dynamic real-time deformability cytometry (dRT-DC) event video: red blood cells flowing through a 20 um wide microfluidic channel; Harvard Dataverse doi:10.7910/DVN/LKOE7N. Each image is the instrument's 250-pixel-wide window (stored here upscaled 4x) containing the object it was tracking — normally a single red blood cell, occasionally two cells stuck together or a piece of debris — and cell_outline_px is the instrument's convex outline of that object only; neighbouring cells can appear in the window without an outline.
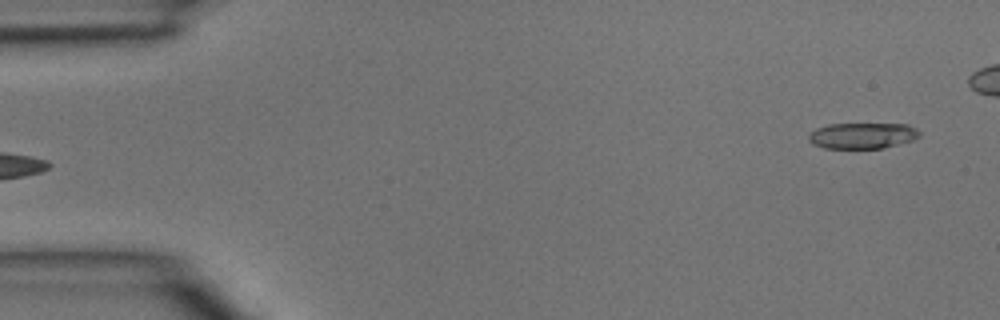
{"species": "common noctule bat (a hibernating species)", "species_latin": "Nyctalus noctula", "temperature_condition": "room temperature", "stored_images_in_passage": 39, "camera_frame_rate_fps": 3000, "um_per_image_px": 0.085, "animal": {"sex": "male", "body_mass_g": 15.6}, "frame": {"image": 1, "passage_image": 2, "time_ms": 0.333, "image_size_px": [1000, 320], "cell_outline_px": [[920, 136], [912, 140], [884, 148], [824, 148], [812, 144], [808, 140], [808, 132], [816, 128], [828, 124], [908, 124], [916, 128], [920, 132]], "centroid_in_image_um": [73.27, 11.52], "position_along_channel_um": 11.7, "area_um2": 16.88}}
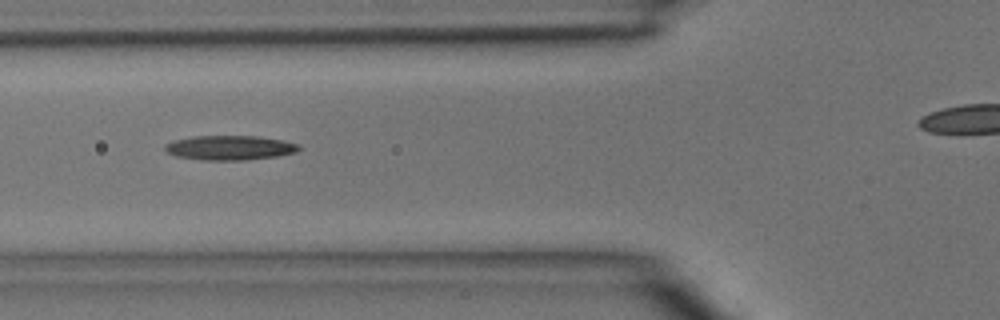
{"frame": {"image": 2, "passage_image": 16, "time_ms": 5.0, "image_size_px": [1000, 320], "cell_outline_px": [[300, 148], [296, 152], [276, 156], [248, 160], [200, 160], [176, 156], [168, 152], [164, 148], [164, 144], [176, 140], [192, 136], [256, 136], [284, 140], [300, 144]], "centroid_in_image_um": [19.55, 12.56], "position_along_channel_um": 106.3, "area_um2": 19.19}}
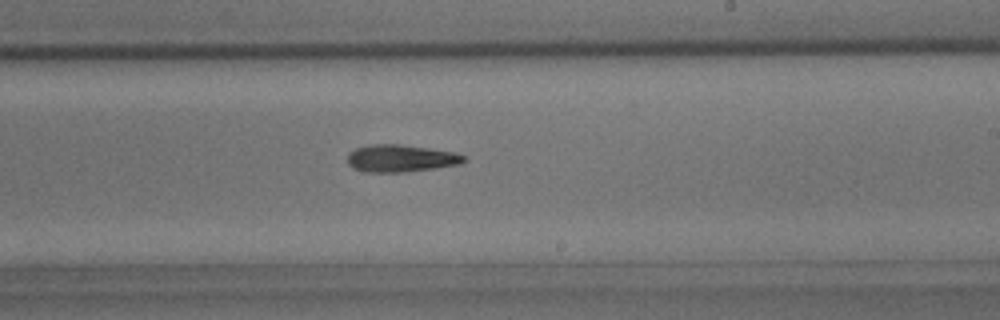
{"frame": {"image": 3, "passage_image": 26, "time_ms": 8.333, "image_size_px": [1000, 320], "cell_outline_px": [[468, 160], [460, 164], [436, 168], [400, 172], [364, 172], [352, 168], [348, 164], [348, 152], [356, 148], [368, 144], [396, 144], [428, 148], [456, 152], [464, 156]], "centroid_in_image_um": [34.05, 13.46], "position_along_channel_um": 255.0, "area_um2": 18.61}}